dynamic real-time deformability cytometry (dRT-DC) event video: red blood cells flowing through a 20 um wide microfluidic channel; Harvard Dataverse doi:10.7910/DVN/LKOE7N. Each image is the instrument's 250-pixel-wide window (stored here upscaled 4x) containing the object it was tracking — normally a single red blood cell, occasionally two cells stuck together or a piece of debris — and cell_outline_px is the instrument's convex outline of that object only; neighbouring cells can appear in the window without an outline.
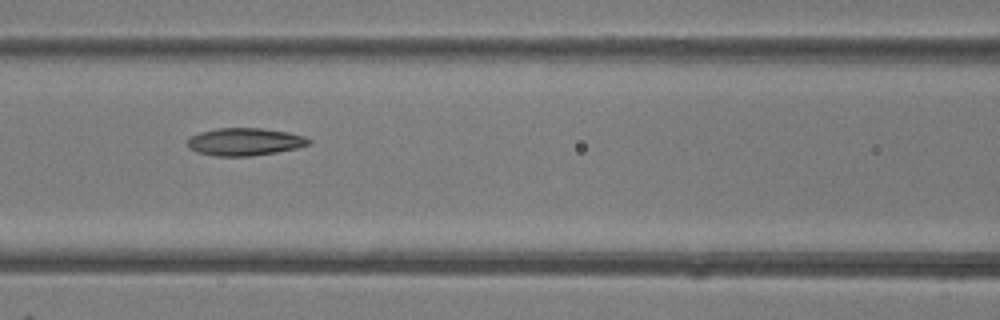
{"species": "common noctule bat (a hibernating species)", "species_latin": "Nyctalus noctula", "temperature_condition": "room temperature", "stored_images_in_passage": 8, "camera_frame_rate_fps": 3000, "um_per_image_px": 0.085, "animal": {"sex": "female"}, "frame": {"image": 1, "passage_image": 7, "time_ms": 8.0, "image_size_px": [1000, 320], "cell_outline_px": [[312, 144], [296, 148], [276, 152], [252, 156], [216, 156], [196, 152], [188, 148], [188, 140], [192, 136], [200, 132], [216, 128], [260, 128], [288, 132], [304, 136], [312, 140]], "centroid_in_image_um": [20.82, 12.05], "position_along_channel_um": 145.8, "area_um2": 19.54}}
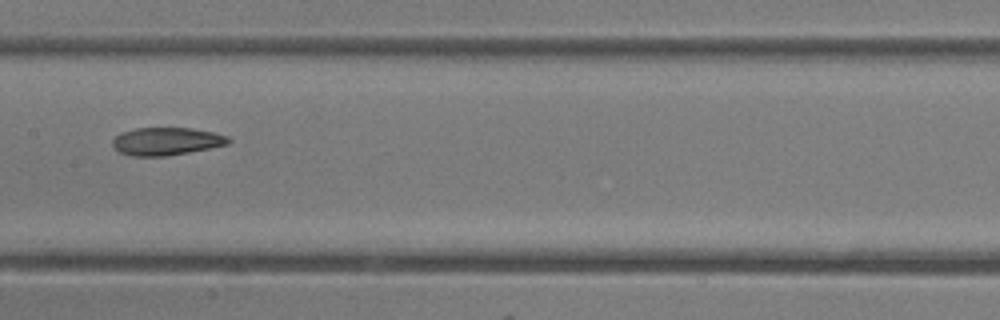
{"frame": {"image": 2, "passage_image": 8, "time_ms": 9.0, "image_size_px": [1000, 320], "cell_outline_px": [[232, 140], [228, 144], [188, 152], [164, 156], [132, 156], [120, 152], [112, 144], [112, 140], [120, 132], [136, 128], [192, 128], [212, 132], [228, 136]], "centroid_in_image_um": [14.14, 12.0], "position_along_channel_um": 193.3, "area_um2": 18.61}}